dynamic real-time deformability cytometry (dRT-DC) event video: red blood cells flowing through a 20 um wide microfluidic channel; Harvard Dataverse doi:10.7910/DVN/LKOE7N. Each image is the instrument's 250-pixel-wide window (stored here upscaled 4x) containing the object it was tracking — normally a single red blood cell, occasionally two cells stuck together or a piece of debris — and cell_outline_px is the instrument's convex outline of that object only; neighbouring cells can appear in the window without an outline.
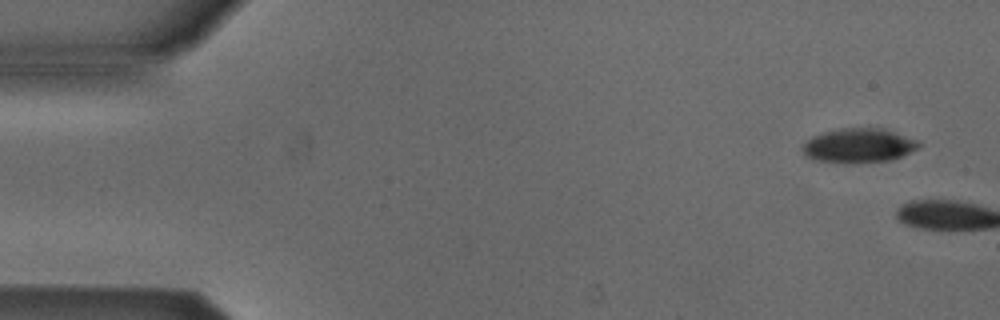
{"species": "Egyptian fruit bat (a non-hibernating species)", "species_latin": "Rousettus aegyptiacus", "temperature_condition": "cold", "stored_images_in_passage": 2, "camera_frame_rate_fps": 3000, "um_per_image_px": 0.085, "animal": {"sex": "male"}, "frame": {"image": 1, "passage_image": 1, "time_ms": 0.0, "image_size_px": [1000, 320], "cell_outline_px": [[920, 144], [916, 148], [892, 160], [852, 164], [848, 164], [812, 160], [804, 156], [800, 148], [804, 140], [812, 136], [824, 132], [840, 128], [884, 128], [916, 140]], "centroid_in_image_um": [72.87, 12.39], "position_along_channel_um": 12.1, "area_um2": 23.58}}